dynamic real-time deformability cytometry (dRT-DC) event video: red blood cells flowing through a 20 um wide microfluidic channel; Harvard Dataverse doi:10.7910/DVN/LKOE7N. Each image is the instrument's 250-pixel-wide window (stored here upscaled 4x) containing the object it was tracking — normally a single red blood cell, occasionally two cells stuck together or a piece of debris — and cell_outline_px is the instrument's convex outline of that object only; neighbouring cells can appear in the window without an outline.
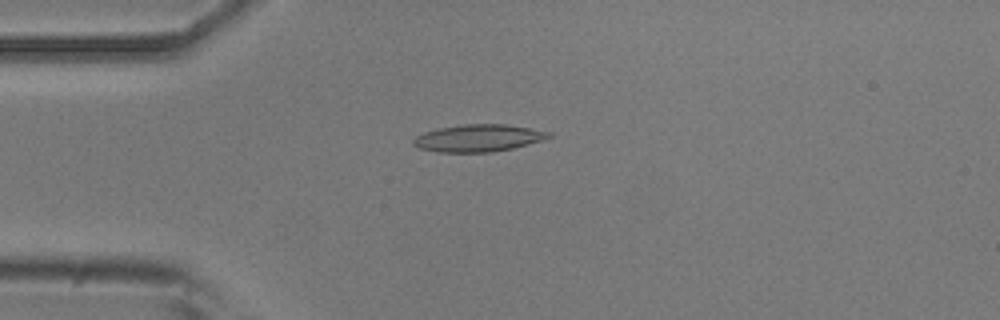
{"species": "common noctule bat (a hibernating species)", "species_latin": "Nyctalus noctula", "temperature_condition": "room temperature", "stored_images_in_passage": 52, "camera_frame_rate_fps": 3000, "um_per_image_px": 0.085, "animal": {"sex": "male", "body_mass_g": 20.5, "forearm_length_mm": 52.5}, "frame": {"image": 1, "passage_image": 13, "time_ms": 4.0, "image_size_px": [1000, 320], "cell_outline_px": [[552, 136], [544, 140], [512, 148], [492, 152], [436, 152], [420, 148], [412, 144], [412, 140], [416, 136], [424, 132], [440, 128], [464, 124], [504, 124], [552, 132]], "centroid_in_image_um": [40.66, 11.74], "position_along_channel_um": 44.3, "area_um2": 21.39}}
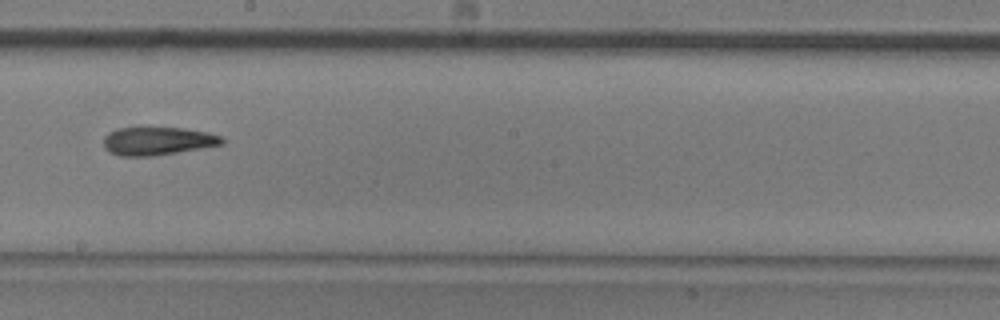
{"frame": {"image": 2, "passage_image": 29, "time_ms": 9.333, "image_size_px": [1000, 320], "cell_outline_px": [[224, 144], [152, 156], [120, 156], [108, 152], [104, 148], [104, 136], [108, 132], [120, 128], [140, 124], [184, 128], [208, 132], [220, 136], [224, 140]], "centroid_in_image_um": [13.33, 11.93], "position_along_channel_um": 234.9, "area_um2": 20.23}}
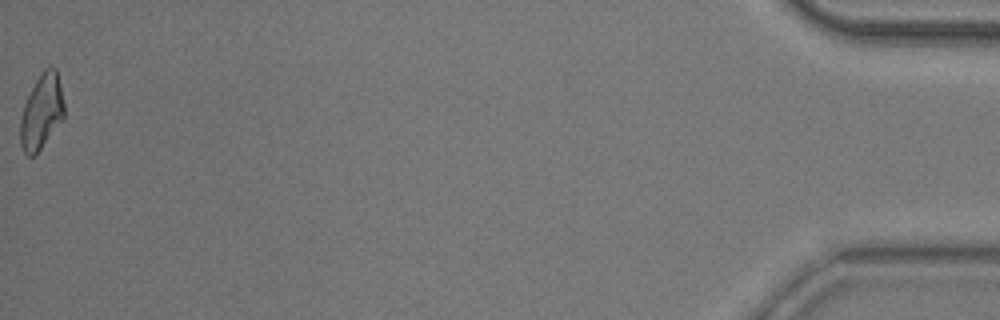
{"frame": {"image": 3, "passage_image": 52, "time_ms": 17.0, "image_size_px": [1000, 320], "cell_outline_px": [[64, 116], [40, 148], [32, 156], [28, 156], [24, 152], [20, 144], [20, 120], [24, 104], [36, 80], [44, 68], [56, 68], [60, 84], [64, 104]], "centroid_in_image_um": [3.52, 9.48], "position_along_channel_um": 431.7, "area_um2": 18.61}, "authors_computed_cell_mechanics": {"area_um2": 19.9121, "velocity_mm_per_s": 3.8845, "shape_relaxation_time_tau1_ms": 5.3514, "shape_relaxation_time_tau2_ms": 9.3508, "deformation_change_tau1": 0.1741, "deformation_change_tau2": 0.2081}}